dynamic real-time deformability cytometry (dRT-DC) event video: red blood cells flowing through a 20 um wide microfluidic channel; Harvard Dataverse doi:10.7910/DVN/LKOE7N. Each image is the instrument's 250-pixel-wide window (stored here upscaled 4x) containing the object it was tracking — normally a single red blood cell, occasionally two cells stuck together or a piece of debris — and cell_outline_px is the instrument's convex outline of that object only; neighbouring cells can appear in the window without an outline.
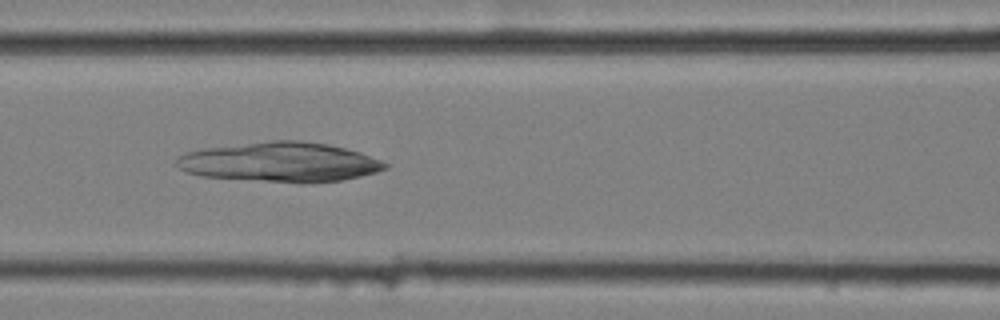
{"species": "common noctule bat (a hibernating species)", "species_latin": "Nyctalus noctula", "temperature_condition": "cold", "stored_images_in_passage": 7, "camera_frame_rate_fps": 3000, "um_per_image_px": 0.085, "animal": {"sex": "female", "body_mass_g": 25.1}, "frame": {"image": 1, "passage_image": 7, "time_ms": 2.0, "image_size_px": [1000, 320], "cell_outline_px": [[388, 168], [376, 172], [344, 180], [304, 184], [200, 176], [188, 172], [172, 164], [180, 156], [188, 152], [204, 148], [272, 140], [300, 140], [328, 144], [360, 152], [380, 160], [388, 164]], "centroid_in_image_um": [23.82, 13.79], "position_along_channel_um": 142.8, "area_um2": 48.38}}